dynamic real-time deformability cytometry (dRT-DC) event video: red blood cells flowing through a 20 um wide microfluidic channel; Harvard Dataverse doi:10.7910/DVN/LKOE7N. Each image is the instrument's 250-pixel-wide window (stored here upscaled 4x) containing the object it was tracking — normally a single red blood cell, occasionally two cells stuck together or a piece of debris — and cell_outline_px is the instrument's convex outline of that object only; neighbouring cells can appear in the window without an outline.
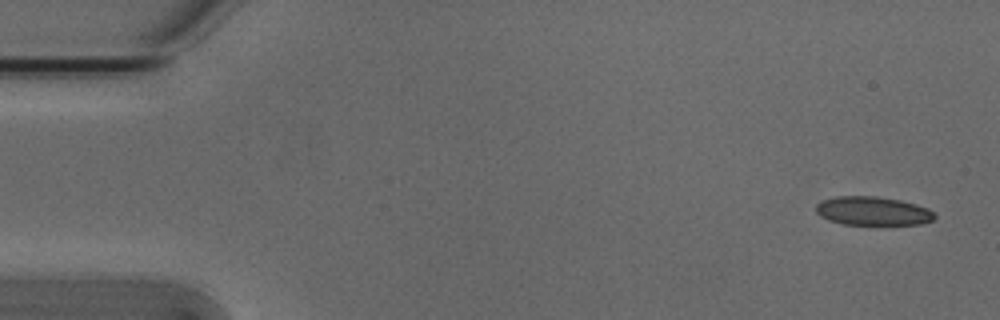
{"species": "Egyptian fruit bat (a non-hibernating species)", "species_latin": "Rousettus aegyptiacus", "temperature_condition": "cold", "stored_images_in_passage": 2, "camera_frame_rate_fps": 3000, "um_per_image_px": 0.085, "animal": {"sex": "male"}, "frame": {"image": 1, "passage_image": 1, "time_ms": 0.0, "image_size_px": [1000, 320], "cell_outline_px": [[936, 216], [932, 220], [920, 224], [844, 224], [828, 220], [820, 216], [816, 212], [816, 204], [824, 200], [836, 196], [876, 196], [900, 200], [916, 204], [928, 208]], "centroid_in_image_um": [74.17, 17.93], "position_along_channel_um": 10.8, "area_um2": 19.71}}